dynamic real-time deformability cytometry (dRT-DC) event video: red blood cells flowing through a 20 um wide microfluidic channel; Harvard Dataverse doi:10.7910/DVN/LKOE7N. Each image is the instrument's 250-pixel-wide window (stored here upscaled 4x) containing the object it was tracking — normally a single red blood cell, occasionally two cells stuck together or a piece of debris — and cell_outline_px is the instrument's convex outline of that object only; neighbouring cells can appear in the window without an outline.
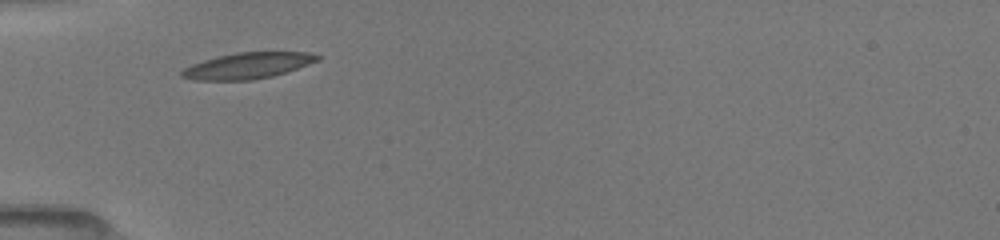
{"species": "common noctule bat (a hibernating species)", "species_latin": "Nyctalus noctula", "temperature_condition": "room temperature", "stored_images_in_passage": 2, "camera_frame_rate_fps": 3000, "um_per_image_px": 0.085, "animal": {"sex": "female", "body_mass_g": 19.5, "forearm_length_mm": 54.1}, "frame": {"image": 1, "passage_image": 1, "time_ms": 0.0, "image_size_px": [1000, 240], "cell_outline_px": [[320, 60], [272, 76], [252, 80], [192, 80], [180, 76], [180, 72], [184, 68], [192, 64], [204, 60], [236, 52], [308, 52], [320, 56]], "centroid_in_image_um": [21.02, 5.58], "position_along_channel_um": 64.0, "area_um2": 20.4}}
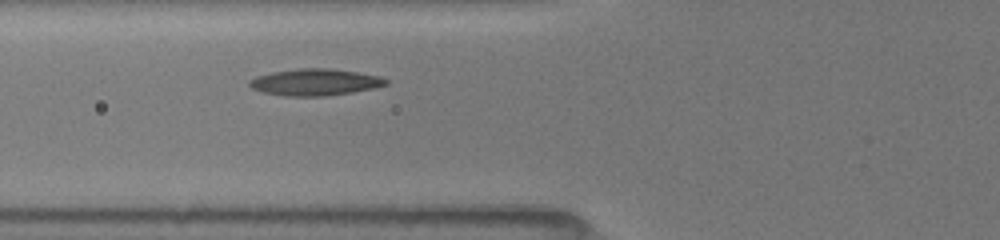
{"frame": {"image": 2, "passage_image": 2, "time_ms": 1.0, "image_size_px": [1000, 240], "cell_outline_px": [[388, 84], [376, 88], [352, 92], [324, 96], [284, 96], [264, 92], [252, 88], [248, 84], [248, 80], [256, 76], [272, 72], [296, 68], [332, 68], [380, 76], [388, 80]], "centroid_in_image_um": [26.78, 6.98], "position_along_channel_um": 99.0, "area_um2": 21.33}}